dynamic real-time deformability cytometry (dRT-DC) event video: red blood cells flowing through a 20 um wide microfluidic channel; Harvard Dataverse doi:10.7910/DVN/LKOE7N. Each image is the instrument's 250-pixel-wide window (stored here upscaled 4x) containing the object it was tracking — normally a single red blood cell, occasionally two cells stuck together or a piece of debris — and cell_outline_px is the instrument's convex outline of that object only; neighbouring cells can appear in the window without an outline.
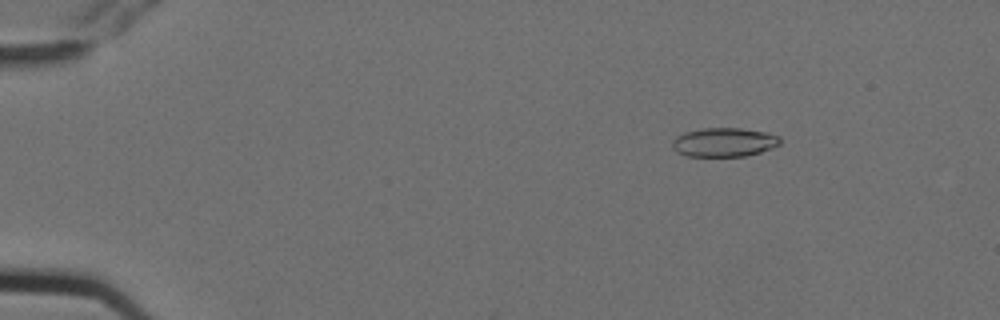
{"species": "Egyptian fruit bat (a non-hibernating species)", "species_latin": "Rousettus aegyptiacus", "temperature_condition": "cold", "stored_images_in_passage": 5, "camera_frame_rate_fps": 3000, "um_per_image_px": 0.085, "animal": {"sex": "female"}, "frame": {"image": 1, "passage_image": 2, "time_ms": 0.333, "image_size_px": [1000, 320], "cell_outline_px": [[780, 144], [772, 148], [760, 152], [744, 156], [688, 156], [676, 152], [672, 148], [672, 140], [676, 136], [684, 132], [704, 128], [740, 128], [768, 132], [780, 136]], "centroid_in_image_um": [61.54, 12.08], "position_along_channel_um": 23.5, "area_um2": 18.32}}
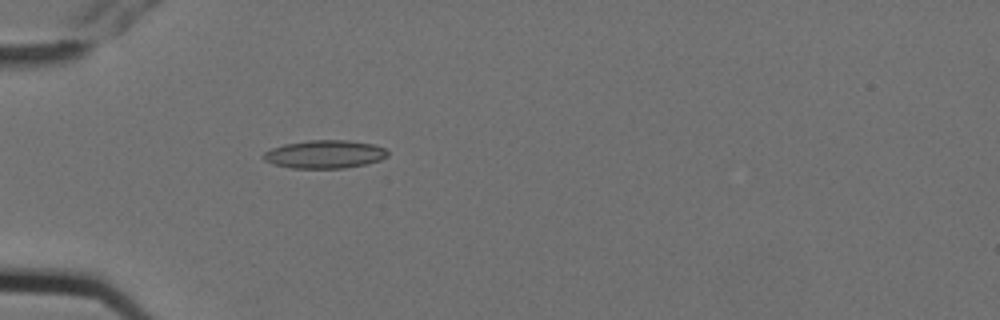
{"frame": {"image": 2, "passage_image": 5, "time_ms": 1.333, "image_size_px": [1000, 320], "cell_outline_px": [[388, 156], [380, 160], [364, 164], [344, 168], [292, 168], [272, 164], [264, 160], [264, 152], [272, 148], [284, 144], [308, 140], [348, 140], [376, 144], [384, 148], [388, 152]], "centroid_in_image_um": [27.61, 13.1], "position_along_channel_um": 57.4, "area_um2": 20.4}}